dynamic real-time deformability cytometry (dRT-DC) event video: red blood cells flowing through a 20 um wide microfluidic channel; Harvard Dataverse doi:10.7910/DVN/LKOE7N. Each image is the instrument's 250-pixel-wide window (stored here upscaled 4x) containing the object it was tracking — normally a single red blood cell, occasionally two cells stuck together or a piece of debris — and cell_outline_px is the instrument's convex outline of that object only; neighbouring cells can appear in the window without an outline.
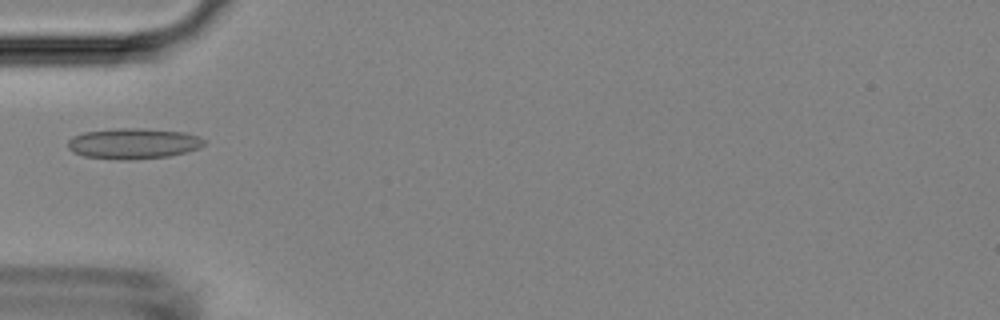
{"species": "Egyptian fruit bat (a non-hibernating species)", "species_latin": "Rousettus aegyptiacus", "temperature_condition": "room temperature", "stored_images_in_passage": 5, "camera_frame_rate_fps": 3000, "um_per_image_px": 0.085, "animal": {"sex": "female"}, "frame": {"image": 1, "passage_image": 4, "time_ms": 3.333, "image_size_px": [1000, 320], "cell_outline_px": [[208, 140], [204, 144], [196, 148], [184, 152], [168, 156], [132, 160], [120, 160], [84, 156], [72, 152], [68, 148], [68, 140], [72, 136], [84, 132], [116, 128], [140, 128], [184, 132], [200, 136]], "centroid_in_image_um": [11.31, 12.19], "position_along_channel_um": 73.7, "area_um2": 24.45}}